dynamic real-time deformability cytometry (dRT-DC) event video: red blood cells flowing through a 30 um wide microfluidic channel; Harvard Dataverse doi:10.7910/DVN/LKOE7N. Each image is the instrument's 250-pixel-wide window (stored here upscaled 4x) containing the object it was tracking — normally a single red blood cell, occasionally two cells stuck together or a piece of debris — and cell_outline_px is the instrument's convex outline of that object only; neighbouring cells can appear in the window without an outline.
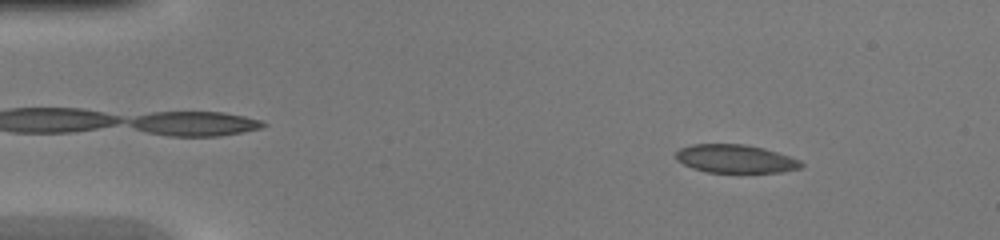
{"species": "common noctule bat (a hibernating species)", "species_latin": "Nyctalus noctula", "temperature_condition": "warm", "stored_images_in_passage": 44, "camera_frame_rate_fps": 3000, "um_per_image_px": 0.085, "animal": {"sex": "female", "body_mass_g": 20.0, "forearm_length_mm": 54.0}, "frame": {"image": 1, "passage_image": 5, "time_ms": 1.333, "image_size_px": [1000, 240], "cell_outline_px": [[804, 164], [800, 168], [784, 172], [708, 172], [692, 168], [676, 160], [676, 152], [680, 148], [692, 144], [744, 144], [764, 148], [800, 160]], "centroid_in_image_um": [62.5, 13.49], "position_along_channel_um": 22.5, "area_um2": 20.58}}
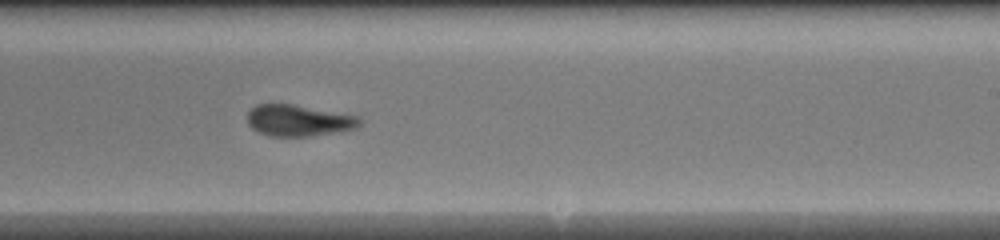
{"frame": {"image": 2, "passage_image": 27, "time_ms": 8.667, "image_size_px": [1000, 240], "cell_outline_px": [[360, 124], [356, 128], [312, 136], [268, 136], [252, 128], [248, 124], [248, 112], [256, 104], [292, 104], [360, 116]], "centroid_in_image_um": [25.37, 10.24], "position_along_channel_um": 263.6, "area_um2": 20.4}}
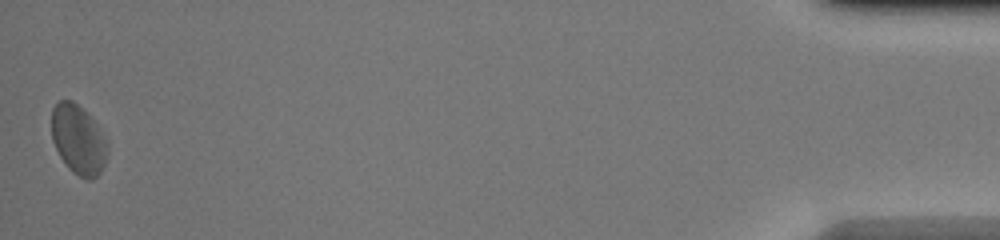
{"frame": {"image": 3, "passage_image": 44, "time_ms": 14.333, "image_size_px": [1000, 240], "cell_outline_px": [[108, 152], [104, 164], [100, 172], [92, 180], [88, 180], [72, 172], [68, 168], [60, 156], [52, 140], [52, 108], [60, 100], [72, 100], [96, 124], [108, 140]], "centroid_in_image_um": [6.67, 11.9], "position_along_channel_um": 428.5, "area_um2": 22.43}}